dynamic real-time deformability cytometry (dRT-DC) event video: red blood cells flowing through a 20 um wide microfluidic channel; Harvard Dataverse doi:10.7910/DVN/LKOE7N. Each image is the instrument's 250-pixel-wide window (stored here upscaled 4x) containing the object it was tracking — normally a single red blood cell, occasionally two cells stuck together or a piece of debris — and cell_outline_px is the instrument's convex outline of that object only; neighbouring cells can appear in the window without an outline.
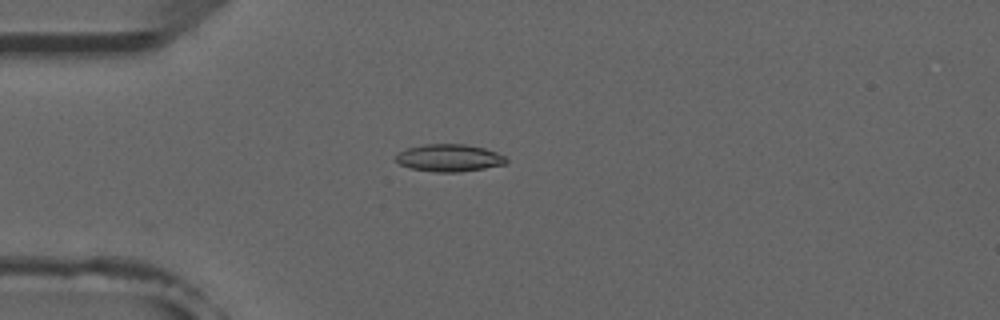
{"species": "common noctule bat (a hibernating species)", "species_latin": "Nyctalus noctula", "temperature_condition": "room temperature", "stored_images_in_passage": 1, "camera_frame_rate_fps": 3000, "um_per_image_px": 0.085, "animal": {"sex": "male", "forearm_length_mm": 52.5}, "frame": {"image": 1, "passage_image": 1, "time_ms": 0.0, "image_size_px": [1000, 320], "cell_outline_px": [[508, 160], [504, 164], [484, 168], [460, 172], [432, 172], [412, 168], [400, 164], [396, 160], [396, 156], [400, 152], [408, 148], [424, 144], [464, 144], [484, 148], [496, 152], [504, 156]], "centroid_in_image_um": [38.19, 13.42], "position_along_channel_um": 46.8, "area_um2": 17.4}}